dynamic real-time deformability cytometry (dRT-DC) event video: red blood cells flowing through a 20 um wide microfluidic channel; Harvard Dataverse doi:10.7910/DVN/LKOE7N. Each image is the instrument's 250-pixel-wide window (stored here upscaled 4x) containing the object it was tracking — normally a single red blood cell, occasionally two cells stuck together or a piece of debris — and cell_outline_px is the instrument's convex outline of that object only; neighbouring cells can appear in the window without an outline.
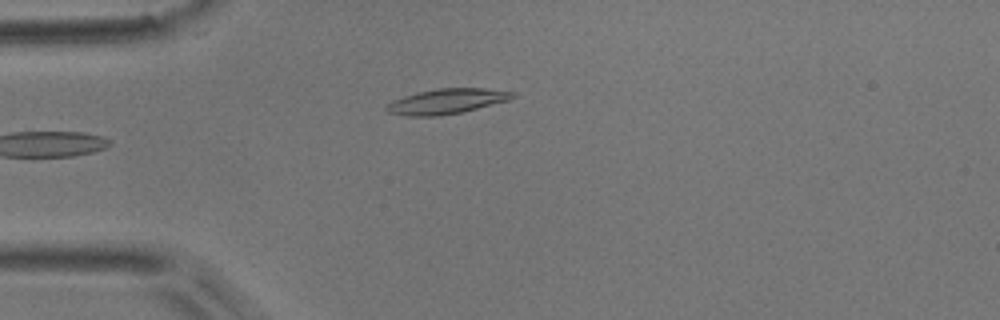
{"species": "common noctule bat (a hibernating species)", "species_latin": "Nyctalus noctula", "temperature_condition": "room temperature", "stored_images_in_passage": 5, "camera_frame_rate_fps": 3000, "um_per_image_px": 0.085, "animal": {"sex": "male", "body_mass_g": 17.9}, "frame": {"image": 1, "passage_image": 5, "time_ms": 5.667, "image_size_px": [1000, 320], "cell_outline_px": [[516, 96], [508, 100], [460, 112], [440, 116], [408, 116], [388, 112], [384, 108], [392, 100], [416, 92], [436, 88], [484, 88], [516, 92]], "centroid_in_image_um": [37.94, 8.6], "position_along_channel_um": 47.1, "area_um2": 18.38}}